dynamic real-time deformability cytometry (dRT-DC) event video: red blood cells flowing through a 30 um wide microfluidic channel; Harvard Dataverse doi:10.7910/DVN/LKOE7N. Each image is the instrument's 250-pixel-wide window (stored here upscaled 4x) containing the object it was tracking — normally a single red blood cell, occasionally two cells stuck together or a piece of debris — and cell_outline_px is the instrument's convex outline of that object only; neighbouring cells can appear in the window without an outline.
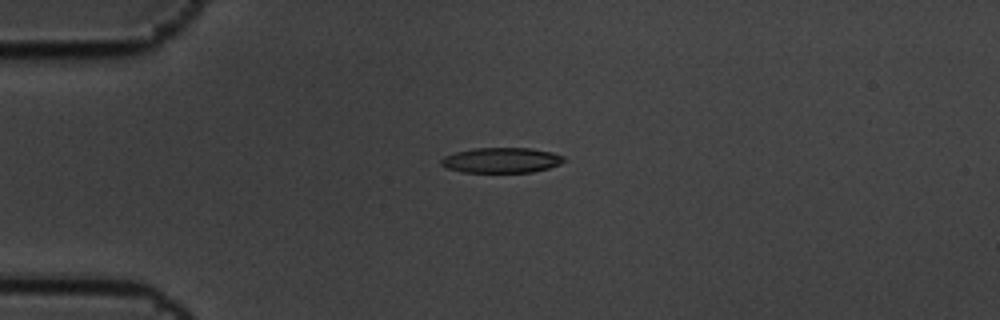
{"species": "common noctule bat (a hibernating species)", "species_latin": "Nyctalus noctula", "temperature_condition": "cold", "stored_images_in_passage": 3, "camera_frame_rate_fps": 3000, "um_per_image_px": 0.085, "animal": {"sex": "male", "body_mass_g": 19.5, "forearm_length_mm": 54.6}, "frame": {"image": 1, "passage_image": 1, "time_ms": 0.0, "image_size_px": [1000, 320], "cell_outline_px": [[564, 160], [560, 164], [548, 168], [532, 172], [460, 172], [448, 168], [440, 164], [440, 160], [444, 156], [456, 152], [476, 148], [532, 148], [552, 152], [564, 156]], "centroid_in_image_um": [42.62, 13.62], "position_along_channel_um": 42.4, "area_um2": 18.03}}
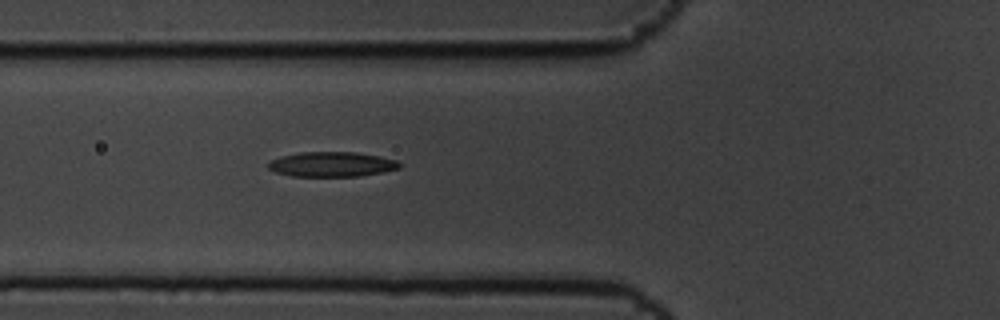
{"frame": {"image": 2, "passage_image": 3, "time_ms": 0.667, "image_size_px": [1000, 320], "cell_outline_px": [[400, 168], [360, 176], [292, 176], [276, 172], [268, 168], [268, 164], [272, 160], [284, 156], [300, 152], [356, 152], [380, 156], [396, 160], [400, 164]], "centroid_in_image_um": [28.22, 13.96], "position_along_channel_um": 97.6, "area_um2": 18.79}}